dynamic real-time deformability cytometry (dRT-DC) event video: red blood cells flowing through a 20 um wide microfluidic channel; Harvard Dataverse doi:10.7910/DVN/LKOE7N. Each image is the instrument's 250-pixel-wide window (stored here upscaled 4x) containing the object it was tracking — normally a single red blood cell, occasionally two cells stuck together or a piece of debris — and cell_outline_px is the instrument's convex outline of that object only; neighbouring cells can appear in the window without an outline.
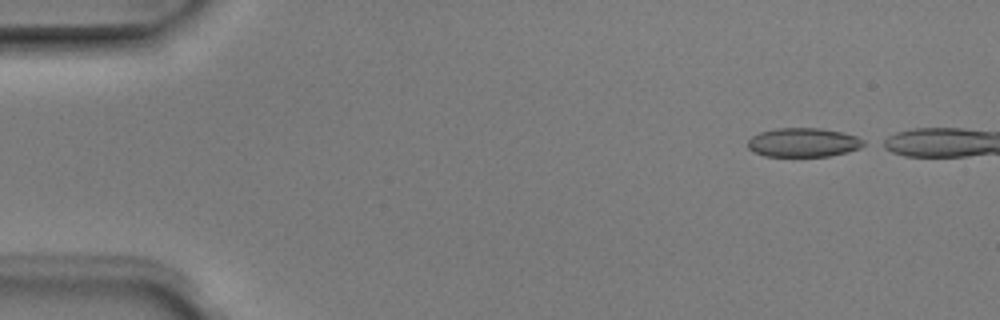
{"species": "Egyptian fruit bat (a non-hibernating species)", "species_latin": "Rousettus aegyptiacus", "temperature_condition": "room temperature", "stored_images_in_passage": 4, "camera_frame_rate_fps": 3000, "um_per_image_px": 0.085, "animal": {"sex": "male"}, "frame": {"image": 1, "passage_image": 1, "time_ms": 0.0, "image_size_px": [1000, 320], "cell_outline_px": [[868, 144], [860, 148], [848, 152], [828, 156], [764, 156], [752, 152], [748, 148], [748, 140], [752, 136], [760, 132], [776, 128], [820, 128], [844, 132], [856, 136], [864, 140]], "centroid_in_image_um": [68.3, 12.11], "position_along_channel_um": 16.7, "area_um2": 19.83}}